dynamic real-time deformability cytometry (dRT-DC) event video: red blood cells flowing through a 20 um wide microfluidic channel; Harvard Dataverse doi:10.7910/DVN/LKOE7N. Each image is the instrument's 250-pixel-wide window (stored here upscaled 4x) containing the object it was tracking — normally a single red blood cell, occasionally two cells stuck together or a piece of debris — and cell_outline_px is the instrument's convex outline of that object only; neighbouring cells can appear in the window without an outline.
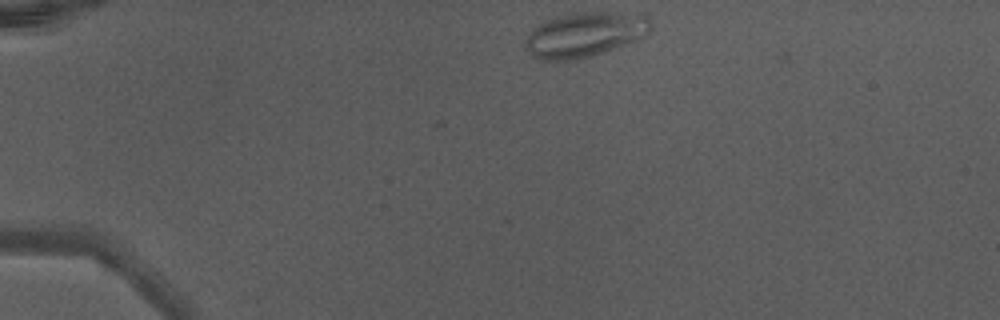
{"species": "Egyptian fruit bat (a non-hibernating species)", "species_latin": "Rousettus aegyptiacus", "temperature_condition": "warm", "stored_images_in_passage": 38, "camera_frame_rate_fps": 3000, "um_per_image_px": 0.085, "animal": {"sex": "male"}, "frame": {"image": 1, "passage_image": 1, "time_ms": 0.0, "image_size_px": [1000, 320], "cell_outline_px": [[652, 28], [644, 36], [636, 40], [604, 52], [576, 60], [540, 60], [532, 56], [524, 48], [524, 40], [544, 20], [568, 12], [604, 12], [648, 16]], "centroid_in_image_um": [49.66, 2.95], "position_along_channel_um": 35.3, "area_um2": 32.66}}
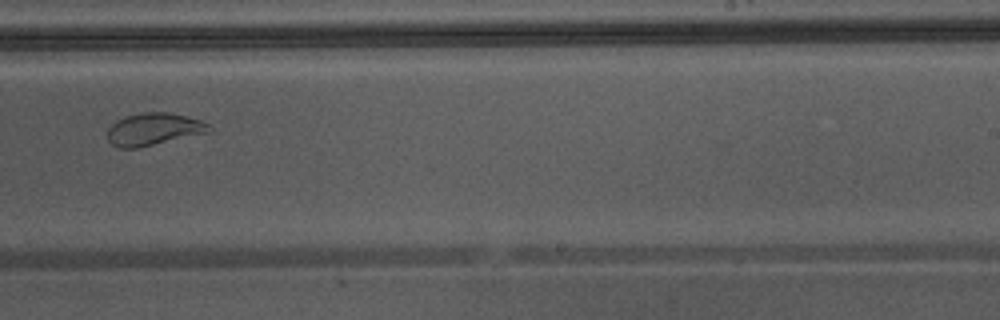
{"frame": {"image": 2, "passage_image": 22, "time_ms": 7.0, "image_size_px": [1000, 320], "cell_outline_px": [[212, 132], [136, 148], [120, 148], [112, 144], [108, 140], [108, 128], [116, 120], [124, 116], [144, 112], [168, 112], [188, 116], [212, 124]], "centroid_in_image_um": [13.11, 10.97], "position_along_channel_um": 275.9, "area_um2": 19.36}}